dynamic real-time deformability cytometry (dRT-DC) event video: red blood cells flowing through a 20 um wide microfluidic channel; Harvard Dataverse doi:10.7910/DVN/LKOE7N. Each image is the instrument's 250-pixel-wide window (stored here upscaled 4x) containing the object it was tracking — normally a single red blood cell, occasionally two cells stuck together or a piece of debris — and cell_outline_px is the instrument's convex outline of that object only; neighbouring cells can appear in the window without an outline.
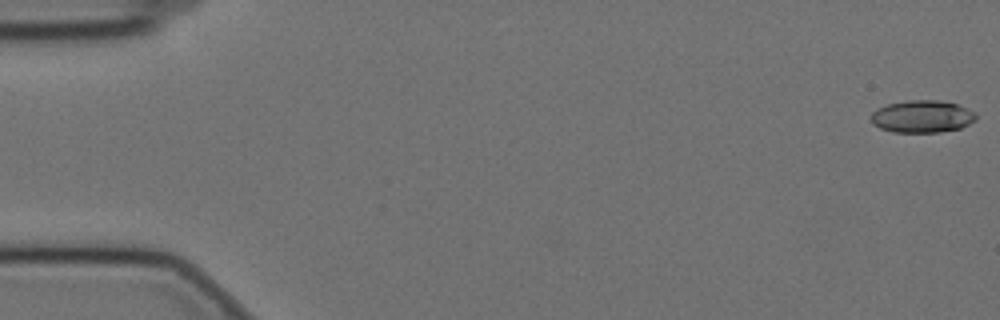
{"species": "Egyptian fruit bat (a non-hibernating species)", "species_latin": "Rousettus aegyptiacus", "temperature_condition": "cold", "stored_images_in_passage": 58, "camera_frame_rate_fps": 3000, "um_per_image_px": 0.085, "animal": {"sex": "female"}, "frame": {"image": 1, "passage_image": 1, "time_ms": 0.0, "image_size_px": [1000, 320], "cell_outline_px": [[976, 120], [960, 128], [940, 132], [892, 132], [880, 128], [872, 124], [872, 112], [888, 104], [908, 100], [936, 100], [956, 104], [968, 108], [976, 112]], "centroid_in_image_um": [78.4, 9.9], "position_along_channel_um": 6.6, "area_um2": 19.71}}
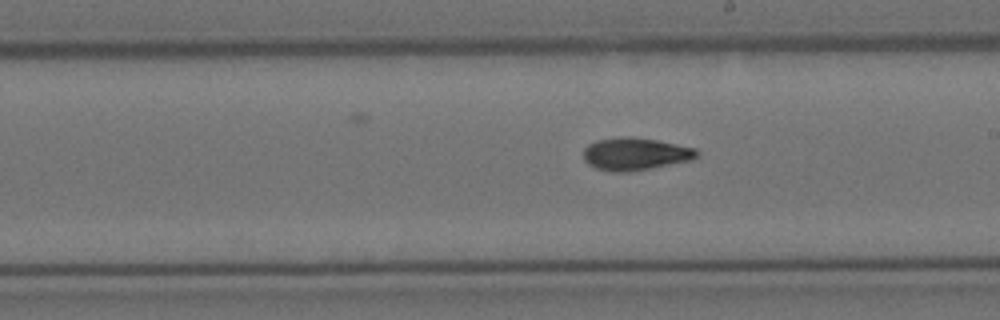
{"frame": {"image": 2, "passage_image": 33, "time_ms": 10.667, "image_size_px": [1000, 320], "cell_outline_px": [[700, 152], [692, 160], [628, 172], [612, 172], [596, 168], [588, 164], [584, 160], [584, 148], [588, 144], [596, 140], [620, 136], [632, 136], [656, 140], [696, 148]], "centroid_in_image_um": [53.98, 13.07], "position_along_channel_um": 235.0, "area_um2": 21.56}}
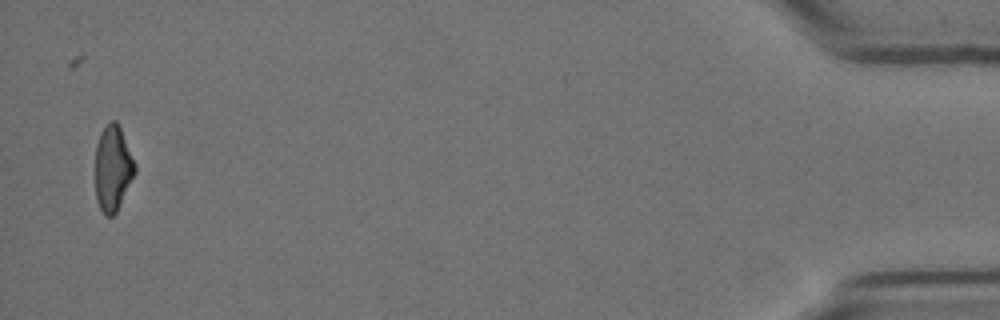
{"frame": {"image": 3, "passage_image": 57, "time_ms": 18.667, "image_size_px": [1000, 320], "cell_outline_px": [[136, 172], [116, 212], [112, 216], [104, 216], [96, 200], [96, 144], [100, 132], [112, 120], [116, 120], [120, 128], [136, 164]], "centroid_in_image_um": [9.59, 14.32], "position_along_channel_um": 425.6, "area_um2": 19.59}}